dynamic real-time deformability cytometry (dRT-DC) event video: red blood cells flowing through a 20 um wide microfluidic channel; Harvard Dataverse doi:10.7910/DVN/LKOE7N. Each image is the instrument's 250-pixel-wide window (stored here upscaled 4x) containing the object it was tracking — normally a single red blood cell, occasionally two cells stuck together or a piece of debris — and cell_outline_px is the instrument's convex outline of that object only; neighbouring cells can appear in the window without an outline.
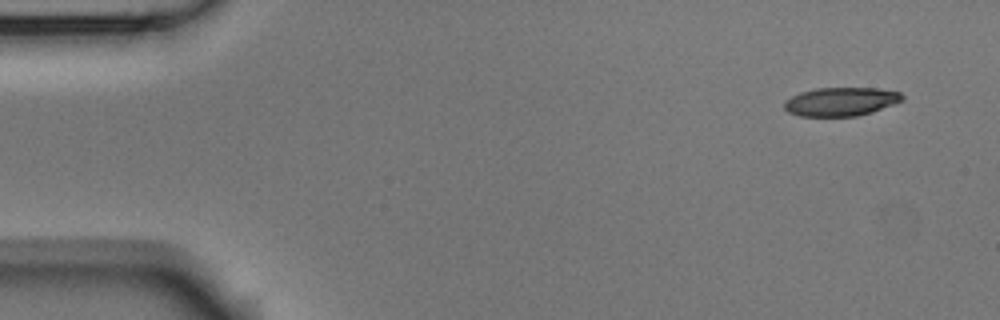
{"species": "Egyptian fruit bat (a non-hibernating species)", "species_latin": "Rousettus aegyptiacus", "temperature_condition": "room temperature", "stored_images_in_passage": 4, "camera_frame_rate_fps": 3000, "um_per_image_px": 0.085, "animal": {"sex": "male"}, "frame": {"image": 1, "passage_image": 1, "time_ms": 0.0, "image_size_px": [1000, 320], "cell_outline_px": [[904, 100], [872, 112], [856, 116], [800, 116], [788, 112], [784, 108], [784, 100], [800, 92], [816, 88], [876, 88], [900, 92], [904, 96]], "centroid_in_image_um": [71.47, 8.63], "position_along_channel_um": 13.5, "area_um2": 19.71}}
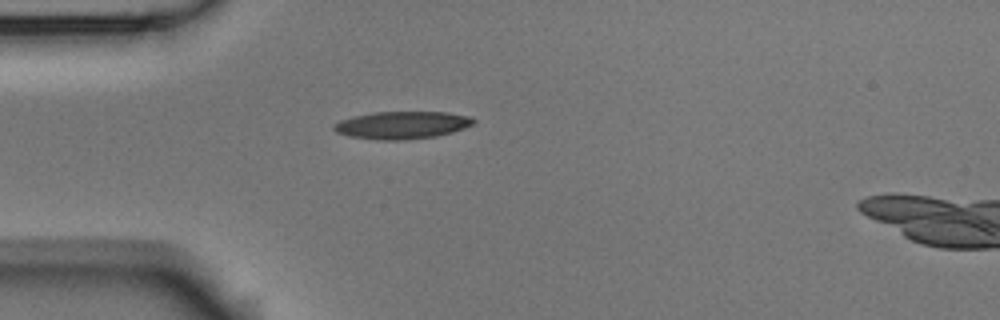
{"frame": {"image": 2, "passage_image": 4, "time_ms": 1.0, "image_size_px": [1000, 320], "cell_outline_px": [[476, 120], [472, 124], [464, 128], [452, 132], [436, 136], [404, 140], [376, 140], [348, 136], [336, 132], [332, 128], [332, 124], [340, 120], [352, 116], [372, 112], [448, 112], [472, 116]], "centroid_in_image_um": [34.15, 10.63], "position_along_channel_um": 50.9, "area_um2": 22.66}}